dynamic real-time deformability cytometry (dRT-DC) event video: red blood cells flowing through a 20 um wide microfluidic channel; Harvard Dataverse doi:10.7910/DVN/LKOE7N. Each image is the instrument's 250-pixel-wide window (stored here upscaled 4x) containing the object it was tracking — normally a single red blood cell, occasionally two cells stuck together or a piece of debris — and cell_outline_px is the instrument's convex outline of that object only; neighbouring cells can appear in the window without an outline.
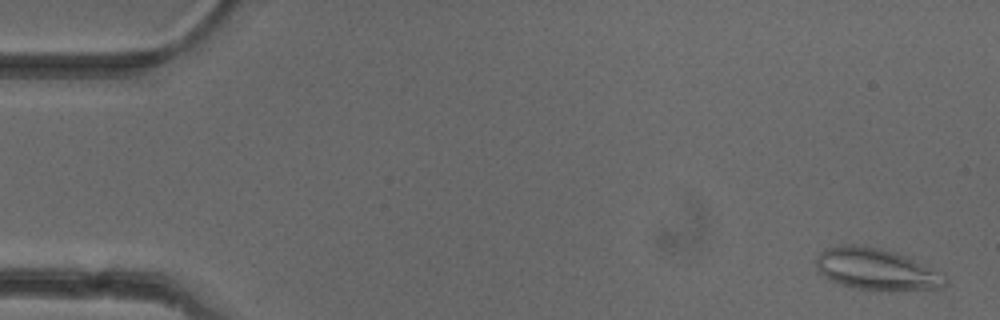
{"species": "common noctule bat (a hibernating species)", "species_latin": "Nyctalus noctula", "temperature_condition": "cold", "stored_images_in_passage": 52, "camera_frame_rate_fps": 3000, "um_per_image_px": 0.085, "animal": {"sex": "female"}, "frame": {"image": 1, "passage_image": 2, "time_ms": 0.333, "image_size_px": [1000, 320], "cell_outline_px": [[948, 284], [940, 288], [888, 292], [872, 292], [852, 288], [840, 284], [816, 272], [816, 256], [824, 248], [840, 244], [852, 244], [880, 248], [896, 252], [936, 272], [948, 280]], "centroid_in_image_um": [74.4, 22.92], "position_along_channel_um": 10.6, "area_um2": 31.67}}
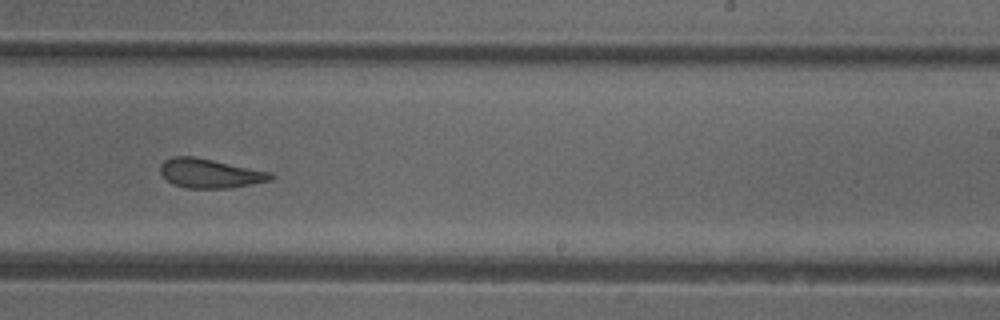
{"frame": {"image": 2, "passage_image": 32, "time_ms": 10.333, "image_size_px": [1000, 320], "cell_outline_px": [[276, 176], [272, 180], [252, 184], [228, 188], [184, 188], [172, 184], [160, 172], [160, 164], [164, 160], [172, 156], [192, 156], [272, 172]], "centroid_in_image_um": [17.85, 14.74], "position_along_channel_um": 271.2, "area_um2": 18.84}}
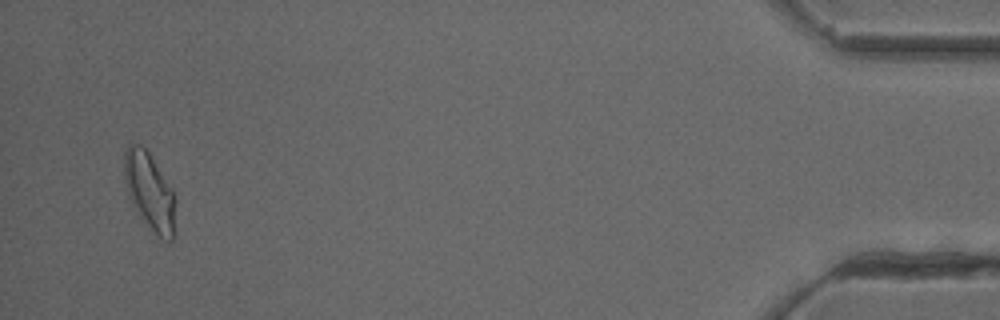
{"frame": {"image": 3, "passage_image": 50, "time_ms": 16.333, "image_size_px": [1000, 320], "cell_outline_px": [[176, 232], [172, 240], [164, 240], [148, 224], [132, 204], [128, 196], [124, 176], [124, 152], [128, 144], [140, 144], [148, 152], [172, 188], [176, 200]], "centroid_in_image_um": [12.75, 16.26], "position_along_channel_um": 422.5, "area_um2": 23.0}, "authors_computed_cell_mechanics": {"area_um2": 20.6346, "velocity_mm_per_s": 3.9465, "shape_relaxation_time_tau1_ms": null, "shape_relaxation_time_tau2_ms": 2.3437, "deformation_change_tau1": null, "deformation_change_tau2": 0.1129}}